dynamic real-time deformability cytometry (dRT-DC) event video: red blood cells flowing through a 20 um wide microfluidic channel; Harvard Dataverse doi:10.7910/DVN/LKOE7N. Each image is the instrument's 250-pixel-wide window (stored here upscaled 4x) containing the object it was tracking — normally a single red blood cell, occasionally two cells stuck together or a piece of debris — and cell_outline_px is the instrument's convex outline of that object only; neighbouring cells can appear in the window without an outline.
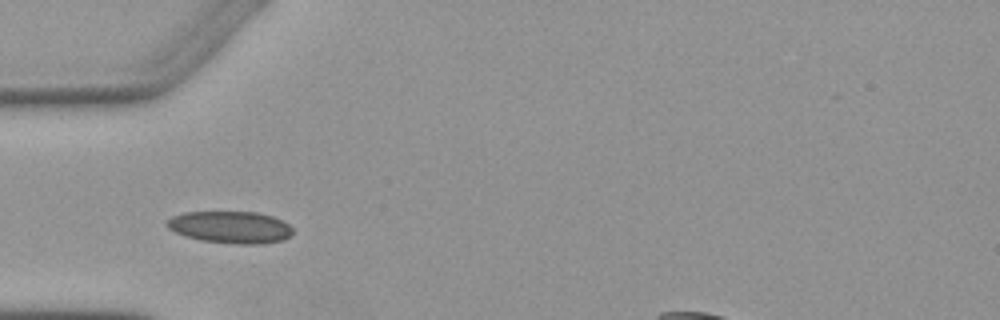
{"species": "Egyptian fruit bat (a non-hibernating species)", "species_latin": "Rousettus aegyptiacus", "temperature_condition": "warm", "stored_images_in_passage": 6, "camera_frame_rate_fps": 3000, "um_per_image_px": 0.085, "animal": {"sex": "female"}, "frame": {"image": 1, "passage_image": 5, "time_ms": 4.667, "image_size_px": [1000, 320], "cell_outline_px": [[292, 236], [284, 240], [260, 244], [236, 244], [200, 240], [184, 236], [168, 228], [164, 224], [172, 216], [184, 212], [256, 212], [272, 216], [288, 224], [292, 228]], "centroid_in_image_um": [19.58, 19.32], "position_along_channel_um": 65.4, "area_um2": 23.58}}